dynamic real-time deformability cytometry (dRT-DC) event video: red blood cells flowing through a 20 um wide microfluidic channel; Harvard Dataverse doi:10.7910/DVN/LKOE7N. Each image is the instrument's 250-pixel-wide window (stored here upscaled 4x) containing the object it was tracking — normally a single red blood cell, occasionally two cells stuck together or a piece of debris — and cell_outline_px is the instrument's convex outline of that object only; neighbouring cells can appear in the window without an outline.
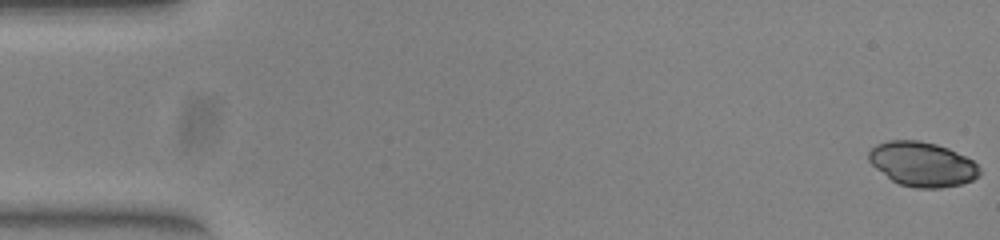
{"species": "common noctule bat (a hibernating species)", "species_latin": "Nyctalus noctula", "temperature_condition": "warm", "stored_images_in_passage": 52, "camera_frame_rate_fps": 3000, "um_per_image_px": 0.085, "animal": {"sex": "female", "body_mass_g": 23.0, "forearm_length_mm": 53.4}, "frame": {"image": 1, "passage_image": 1, "time_ms": 0.0, "image_size_px": [1000, 240], "cell_outline_px": [[980, 176], [972, 180], [960, 184], [940, 188], [916, 188], [900, 184], [892, 180], [876, 168], [868, 160], [868, 152], [876, 144], [888, 140], [920, 140], [936, 144], [948, 148], [972, 160], [980, 168]], "centroid_in_image_um": [78.39, 13.95], "position_along_channel_um": 6.6, "area_um2": 28.67}}